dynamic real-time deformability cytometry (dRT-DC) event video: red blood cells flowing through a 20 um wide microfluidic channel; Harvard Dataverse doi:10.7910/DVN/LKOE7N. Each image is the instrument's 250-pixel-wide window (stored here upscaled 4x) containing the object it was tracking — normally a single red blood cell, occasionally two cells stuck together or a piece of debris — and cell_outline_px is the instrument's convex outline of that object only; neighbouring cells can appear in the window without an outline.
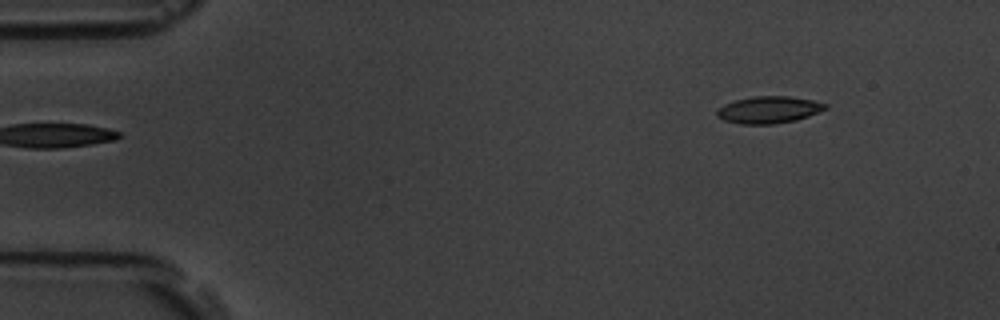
{"species": "common noctule bat (a hibernating species)", "species_latin": "Nyctalus noctula", "temperature_condition": "room temperature", "stored_images_in_passage": 5, "camera_frame_rate_fps": 3000, "um_per_image_px": 0.085, "animal": {"sex": "male", "body_mass_g": 19.5, "forearm_length_mm": 54.6}, "frame": {"image": 1, "passage_image": 5, "time_ms": 4.667, "image_size_px": [1000, 320], "cell_outline_px": [[828, 108], [808, 116], [796, 120], [776, 124], [740, 124], [724, 120], [716, 116], [716, 108], [724, 104], [736, 100], [752, 96], [788, 96], [812, 100], [828, 104]], "centroid_in_image_um": [65.32, 9.33], "position_along_channel_um": 19.7, "area_um2": 17.17}}